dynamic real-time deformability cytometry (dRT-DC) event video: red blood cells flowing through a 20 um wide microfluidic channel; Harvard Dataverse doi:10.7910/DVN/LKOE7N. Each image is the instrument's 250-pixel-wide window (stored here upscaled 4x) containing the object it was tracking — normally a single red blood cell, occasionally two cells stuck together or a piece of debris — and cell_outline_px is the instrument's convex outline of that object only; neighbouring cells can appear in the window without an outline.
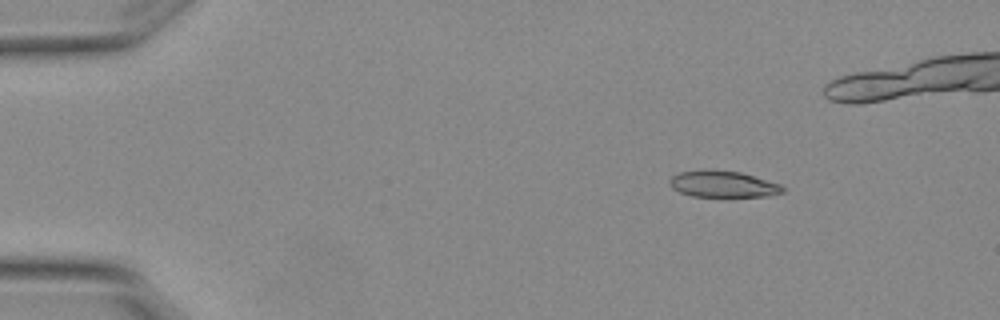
{"species": "Egyptian fruit bat (a non-hibernating species)", "species_latin": "Rousettus aegyptiacus", "temperature_condition": "warm", "stored_images_in_passage": 4, "camera_frame_rate_fps": 3000, "um_per_image_px": 0.085, "animal": {"sex": "female"}, "frame": {"image": 1, "passage_image": 1, "time_ms": 0.0, "image_size_px": [1000, 320], "cell_outline_px": [[784, 192], [772, 196], [728, 200], [692, 196], [680, 192], [672, 188], [668, 180], [672, 176], [680, 172], [704, 168], [740, 172], [780, 184], [784, 188]], "centroid_in_image_um": [61.47, 15.7], "position_along_channel_um": 23.5, "area_um2": 18.67}}